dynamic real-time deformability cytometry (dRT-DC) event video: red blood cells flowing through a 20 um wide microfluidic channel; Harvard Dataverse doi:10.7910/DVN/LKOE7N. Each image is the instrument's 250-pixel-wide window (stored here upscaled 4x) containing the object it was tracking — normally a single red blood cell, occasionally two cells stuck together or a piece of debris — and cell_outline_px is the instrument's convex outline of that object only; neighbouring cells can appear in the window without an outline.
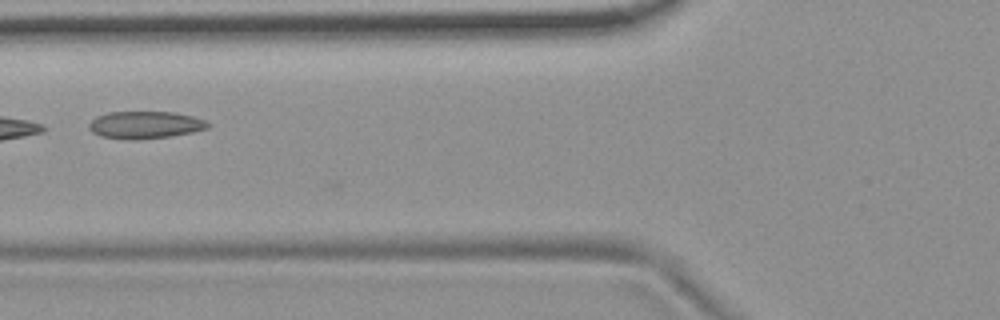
{"species": "common noctule bat (a hibernating species)", "species_latin": "Nyctalus noctula", "temperature_condition": "room temperature", "stored_images_in_passage": 4, "camera_frame_rate_fps": 3000, "um_per_image_px": 0.085, "animal": {"sex": "female", "body_mass_g": 19.9}, "frame": {"image": 1, "passage_image": 4, "time_ms": 3.667, "image_size_px": [1000, 320], "cell_outline_px": [[212, 124], [208, 128], [192, 132], [168, 136], [100, 136], [92, 132], [88, 128], [88, 124], [96, 116], [108, 112], [172, 112], [192, 116], [204, 120]], "centroid_in_image_um": [12.36, 10.55], "position_along_channel_um": 113.4, "area_um2": 17.86}}